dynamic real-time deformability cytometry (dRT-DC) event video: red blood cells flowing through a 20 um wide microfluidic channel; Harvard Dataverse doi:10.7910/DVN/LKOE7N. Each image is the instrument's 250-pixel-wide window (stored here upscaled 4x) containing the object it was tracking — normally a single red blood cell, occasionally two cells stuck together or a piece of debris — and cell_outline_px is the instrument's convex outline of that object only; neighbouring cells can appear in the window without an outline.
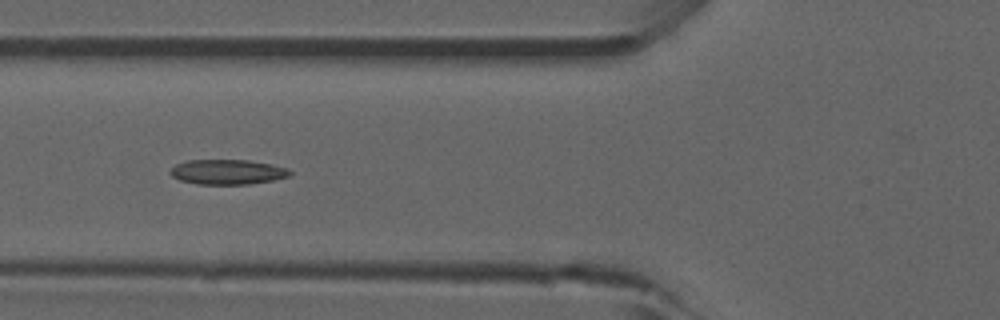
{"species": "common noctule bat (a hibernating species)", "species_latin": "Nyctalus noctula", "temperature_condition": "room temperature", "stored_images_in_passage": 42, "camera_frame_rate_fps": 3000, "um_per_image_px": 0.085, "animal": {"sex": "male", "forearm_length_mm": 52.5}, "frame": {"image": 1, "passage_image": 19, "time_ms": 6.0, "image_size_px": [1000, 320], "cell_outline_px": [[292, 172], [288, 176], [272, 180], [248, 184], [196, 184], [180, 180], [172, 176], [168, 172], [176, 164], [188, 160], [248, 160], [272, 164], [288, 168]], "centroid_in_image_um": [19.32, 14.61], "position_along_channel_um": 106.5, "area_um2": 17.34}, "authors_computed_cell_mechanics": {"area_um2": 17.3978, "velocity_mm_per_s": 3.8708, "shape_relaxation_time_tau1_ms": null, "shape_relaxation_time_tau2_ms": 8.4206, "deformation_change_tau1": null, "deformation_change_tau2": 0.1431}}